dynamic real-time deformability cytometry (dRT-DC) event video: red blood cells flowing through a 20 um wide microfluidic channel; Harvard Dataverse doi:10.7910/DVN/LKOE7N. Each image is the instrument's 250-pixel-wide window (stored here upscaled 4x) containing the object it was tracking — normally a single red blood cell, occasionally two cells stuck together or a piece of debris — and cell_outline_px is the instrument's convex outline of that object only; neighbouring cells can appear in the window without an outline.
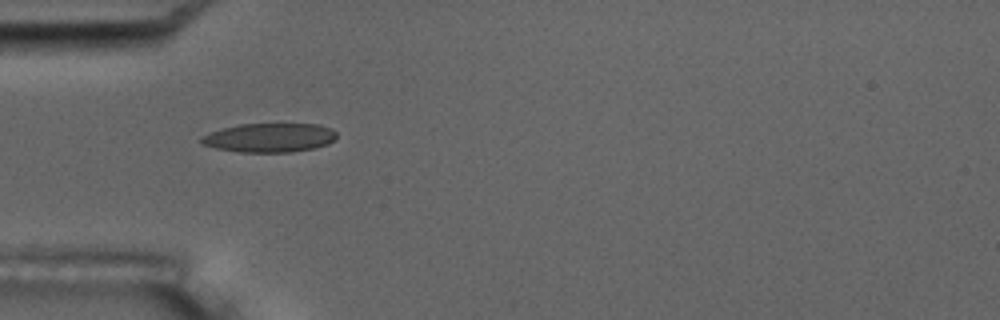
{"species": "common noctule bat (a hibernating species)", "species_latin": "Nyctalus noctula", "temperature_condition": "room temperature", "stored_images_in_passage": 3, "camera_frame_rate_fps": 3000, "um_per_image_px": 0.085, "animal": {"sex": "male", "body_mass_g": 17.5, "forearm_length_mm": 52.3}, "frame": {"image": 1, "passage_image": 2, "time_ms": 1.0, "image_size_px": [1000, 320], "cell_outline_px": [[336, 136], [328, 144], [312, 148], [292, 152], [240, 152], [216, 148], [200, 144], [200, 136], [208, 132], [240, 124], [320, 124], [332, 128], [336, 132]], "centroid_in_image_um": [22.88, 11.7], "position_along_channel_um": 62.1, "area_um2": 22.95}}